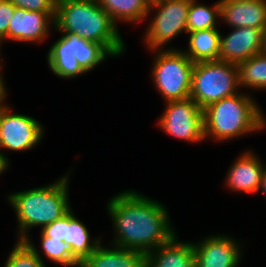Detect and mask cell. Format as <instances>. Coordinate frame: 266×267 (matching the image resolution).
Listing matches in <instances>:
<instances>
[{"label": "cell", "mask_w": 266, "mask_h": 267, "mask_svg": "<svg viewBox=\"0 0 266 267\" xmlns=\"http://www.w3.org/2000/svg\"><path fill=\"white\" fill-rule=\"evenodd\" d=\"M106 209L114 230L110 245L148 254L177 234L166 206L135 189L114 195Z\"/></svg>", "instance_id": "1"}, {"label": "cell", "mask_w": 266, "mask_h": 267, "mask_svg": "<svg viewBox=\"0 0 266 267\" xmlns=\"http://www.w3.org/2000/svg\"><path fill=\"white\" fill-rule=\"evenodd\" d=\"M111 16L98 0H57L54 30L77 34L103 45L114 57L125 53V42Z\"/></svg>", "instance_id": "2"}, {"label": "cell", "mask_w": 266, "mask_h": 267, "mask_svg": "<svg viewBox=\"0 0 266 267\" xmlns=\"http://www.w3.org/2000/svg\"><path fill=\"white\" fill-rule=\"evenodd\" d=\"M69 177L63 175L48 185L10 193L7 201L17 218V238H30L33 227L45 226L66 215L71 209L69 202Z\"/></svg>", "instance_id": "3"}, {"label": "cell", "mask_w": 266, "mask_h": 267, "mask_svg": "<svg viewBox=\"0 0 266 267\" xmlns=\"http://www.w3.org/2000/svg\"><path fill=\"white\" fill-rule=\"evenodd\" d=\"M252 95L238 92L222 98L204 109L205 139L226 142L263 130L266 118Z\"/></svg>", "instance_id": "4"}, {"label": "cell", "mask_w": 266, "mask_h": 267, "mask_svg": "<svg viewBox=\"0 0 266 267\" xmlns=\"http://www.w3.org/2000/svg\"><path fill=\"white\" fill-rule=\"evenodd\" d=\"M61 37L49 48L47 64L50 71L63 79L89 73L107 58L114 57L103 45L80 38L77 34L60 32Z\"/></svg>", "instance_id": "5"}, {"label": "cell", "mask_w": 266, "mask_h": 267, "mask_svg": "<svg viewBox=\"0 0 266 267\" xmlns=\"http://www.w3.org/2000/svg\"><path fill=\"white\" fill-rule=\"evenodd\" d=\"M238 65L221 60L194 63L190 98L201 109L239 92Z\"/></svg>", "instance_id": "6"}, {"label": "cell", "mask_w": 266, "mask_h": 267, "mask_svg": "<svg viewBox=\"0 0 266 267\" xmlns=\"http://www.w3.org/2000/svg\"><path fill=\"white\" fill-rule=\"evenodd\" d=\"M168 48L152 50L156 54L151 78L165 102L185 100L190 98L194 63L182 49Z\"/></svg>", "instance_id": "7"}, {"label": "cell", "mask_w": 266, "mask_h": 267, "mask_svg": "<svg viewBox=\"0 0 266 267\" xmlns=\"http://www.w3.org/2000/svg\"><path fill=\"white\" fill-rule=\"evenodd\" d=\"M191 0H160L150 4L148 16H154L144 34L149 50H164L165 45L182 32L187 33V16ZM154 15H152V11ZM165 47V48H164Z\"/></svg>", "instance_id": "8"}, {"label": "cell", "mask_w": 266, "mask_h": 267, "mask_svg": "<svg viewBox=\"0 0 266 267\" xmlns=\"http://www.w3.org/2000/svg\"><path fill=\"white\" fill-rule=\"evenodd\" d=\"M157 122L169 136L190 143L205 141L203 111L192 99L168 101Z\"/></svg>", "instance_id": "9"}, {"label": "cell", "mask_w": 266, "mask_h": 267, "mask_svg": "<svg viewBox=\"0 0 266 267\" xmlns=\"http://www.w3.org/2000/svg\"><path fill=\"white\" fill-rule=\"evenodd\" d=\"M7 104L0 107V151H27L44 136V127L34 117L14 113Z\"/></svg>", "instance_id": "10"}, {"label": "cell", "mask_w": 266, "mask_h": 267, "mask_svg": "<svg viewBox=\"0 0 266 267\" xmlns=\"http://www.w3.org/2000/svg\"><path fill=\"white\" fill-rule=\"evenodd\" d=\"M201 241V242H200ZM193 243L195 267H238L242 245L230 236L215 234Z\"/></svg>", "instance_id": "11"}, {"label": "cell", "mask_w": 266, "mask_h": 267, "mask_svg": "<svg viewBox=\"0 0 266 267\" xmlns=\"http://www.w3.org/2000/svg\"><path fill=\"white\" fill-rule=\"evenodd\" d=\"M54 18L55 12H34L15 7L8 27V40L23 43L45 41L54 28Z\"/></svg>", "instance_id": "12"}, {"label": "cell", "mask_w": 266, "mask_h": 267, "mask_svg": "<svg viewBox=\"0 0 266 267\" xmlns=\"http://www.w3.org/2000/svg\"><path fill=\"white\" fill-rule=\"evenodd\" d=\"M262 40V30L257 28H232L225 37L221 33L219 60L239 65L261 53Z\"/></svg>", "instance_id": "13"}, {"label": "cell", "mask_w": 266, "mask_h": 267, "mask_svg": "<svg viewBox=\"0 0 266 267\" xmlns=\"http://www.w3.org/2000/svg\"><path fill=\"white\" fill-rule=\"evenodd\" d=\"M259 158L250 149L241 153L229 167L224 181L225 185L235 192L258 194L261 178L266 168Z\"/></svg>", "instance_id": "14"}, {"label": "cell", "mask_w": 266, "mask_h": 267, "mask_svg": "<svg viewBox=\"0 0 266 267\" xmlns=\"http://www.w3.org/2000/svg\"><path fill=\"white\" fill-rule=\"evenodd\" d=\"M222 22L232 28L263 30L266 25V0H220Z\"/></svg>", "instance_id": "15"}, {"label": "cell", "mask_w": 266, "mask_h": 267, "mask_svg": "<svg viewBox=\"0 0 266 267\" xmlns=\"http://www.w3.org/2000/svg\"><path fill=\"white\" fill-rule=\"evenodd\" d=\"M146 267H195L193 243L179 241L175 235L146 254Z\"/></svg>", "instance_id": "16"}, {"label": "cell", "mask_w": 266, "mask_h": 267, "mask_svg": "<svg viewBox=\"0 0 266 267\" xmlns=\"http://www.w3.org/2000/svg\"><path fill=\"white\" fill-rule=\"evenodd\" d=\"M104 247L101 243L80 267H146V254L117 246Z\"/></svg>", "instance_id": "17"}, {"label": "cell", "mask_w": 266, "mask_h": 267, "mask_svg": "<svg viewBox=\"0 0 266 267\" xmlns=\"http://www.w3.org/2000/svg\"><path fill=\"white\" fill-rule=\"evenodd\" d=\"M188 48L182 50L193 63L219 60L220 36L218 28L188 32Z\"/></svg>", "instance_id": "18"}, {"label": "cell", "mask_w": 266, "mask_h": 267, "mask_svg": "<svg viewBox=\"0 0 266 267\" xmlns=\"http://www.w3.org/2000/svg\"><path fill=\"white\" fill-rule=\"evenodd\" d=\"M86 225L70 210V228L64 242L69 246L72 256L81 264L101 244L100 238L91 239Z\"/></svg>", "instance_id": "19"}, {"label": "cell", "mask_w": 266, "mask_h": 267, "mask_svg": "<svg viewBox=\"0 0 266 267\" xmlns=\"http://www.w3.org/2000/svg\"><path fill=\"white\" fill-rule=\"evenodd\" d=\"M99 5L117 24L141 23L148 18L150 2L148 0H98Z\"/></svg>", "instance_id": "20"}, {"label": "cell", "mask_w": 266, "mask_h": 267, "mask_svg": "<svg viewBox=\"0 0 266 267\" xmlns=\"http://www.w3.org/2000/svg\"><path fill=\"white\" fill-rule=\"evenodd\" d=\"M239 86L260 91L266 90V55L258 53L238 65Z\"/></svg>", "instance_id": "21"}, {"label": "cell", "mask_w": 266, "mask_h": 267, "mask_svg": "<svg viewBox=\"0 0 266 267\" xmlns=\"http://www.w3.org/2000/svg\"><path fill=\"white\" fill-rule=\"evenodd\" d=\"M217 18L220 20V0L212 6H207L191 0L187 16V33L203 29L217 28Z\"/></svg>", "instance_id": "22"}, {"label": "cell", "mask_w": 266, "mask_h": 267, "mask_svg": "<svg viewBox=\"0 0 266 267\" xmlns=\"http://www.w3.org/2000/svg\"><path fill=\"white\" fill-rule=\"evenodd\" d=\"M3 267H47L39 249L29 238L17 240Z\"/></svg>", "instance_id": "23"}, {"label": "cell", "mask_w": 266, "mask_h": 267, "mask_svg": "<svg viewBox=\"0 0 266 267\" xmlns=\"http://www.w3.org/2000/svg\"><path fill=\"white\" fill-rule=\"evenodd\" d=\"M41 252L44 256L55 264L63 265L64 267H80V263L72 256L69 246L59 239L54 237L48 238L40 232Z\"/></svg>", "instance_id": "24"}, {"label": "cell", "mask_w": 266, "mask_h": 267, "mask_svg": "<svg viewBox=\"0 0 266 267\" xmlns=\"http://www.w3.org/2000/svg\"><path fill=\"white\" fill-rule=\"evenodd\" d=\"M68 228H70V211L60 219L50 223L41 229V232L48 238H56L61 241L67 237Z\"/></svg>", "instance_id": "25"}, {"label": "cell", "mask_w": 266, "mask_h": 267, "mask_svg": "<svg viewBox=\"0 0 266 267\" xmlns=\"http://www.w3.org/2000/svg\"><path fill=\"white\" fill-rule=\"evenodd\" d=\"M15 7L34 12H55L57 0H9Z\"/></svg>", "instance_id": "26"}, {"label": "cell", "mask_w": 266, "mask_h": 267, "mask_svg": "<svg viewBox=\"0 0 266 267\" xmlns=\"http://www.w3.org/2000/svg\"><path fill=\"white\" fill-rule=\"evenodd\" d=\"M15 6L9 0H0V48L8 40V27L13 18Z\"/></svg>", "instance_id": "27"}, {"label": "cell", "mask_w": 266, "mask_h": 267, "mask_svg": "<svg viewBox=\"0 0 266 267\" xmlns=\"http://www.w3.org/2000/svg\"><path fill=\"white\" fill-rule=\"evenodd\" d=\"M2 64H3V61H2V57L0 55V107L4 106V105H7L5 100L7 98V88H6V85H5V81L3 80V75H2Z\"/></svg>", "instance_id": "28"}, {"label": "cell", "mask_w": 266, "mask_h": 267, "mask_svg": "<svg viewBox=\"0 0 266 267\" xmlns=\"http://www.w3.org/2000/svg\"><path fill=\"white\" fill-rule=\"evenodd\" d=\"M8 157L5 156L2 152H0V175L7 171L10 167V160L8 161Z\"/></svg>", "instance_id": "29"}, {"label": "cell", "mask_w": 266, "mask_h": 267, "mask_svg": "<svg viewBox=\"0 0 266 267\" xmlns=\"http://www.w3.org/2000/svg\"><path fill=\"white\" fill-rule=\"evenodd\" d=\"M259 191H262V193L266 196V168H265L263 175H262V178H261L258 193H259Z\"/></svg>", "instance_id": "30"}, {"label": "cell", "mask_w": 266, "mask_h": 267, "mask_svg": "<svg viewBox=\"0 0 266 267\" xmlns=\"http://www.w3.org/2000/svg\"><path fill=\"white\" fill-rule=\"evenodd\" d=\"M262 49L261 52L266 55V25L262 30Z\"/></svg>", "instance_id": "31"}, {"label": "cell", "mask_w": 266, "mask_h": 267, "mask_svg": "<svg viewBox=\"0 0 266 267\" xmlns=\"http://www.w3.org/2000/svg\"><path fill=\"white\" fill-rule=\"evenodd\" d=\"M150 2V4L154 3V2H158L160 0H148Z\"/></svg>", "instance_id": "32"}]
</instances>
